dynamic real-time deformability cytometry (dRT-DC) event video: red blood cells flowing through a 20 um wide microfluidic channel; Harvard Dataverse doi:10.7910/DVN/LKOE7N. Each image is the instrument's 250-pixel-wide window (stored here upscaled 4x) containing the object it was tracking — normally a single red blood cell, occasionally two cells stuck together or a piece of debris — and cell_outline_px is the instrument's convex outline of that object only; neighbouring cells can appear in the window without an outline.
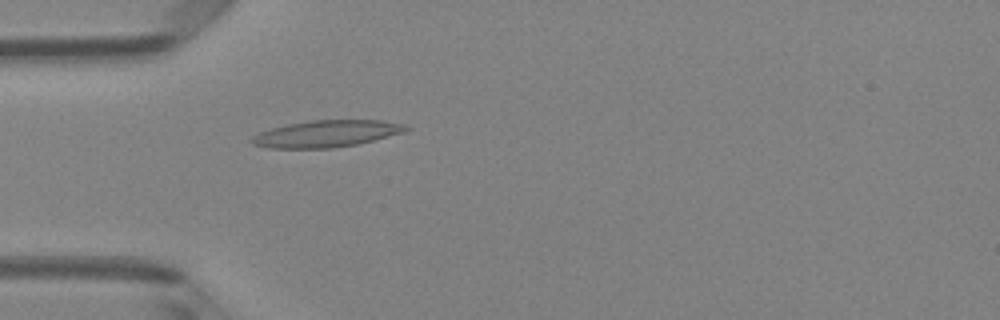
{"species": "Egyptian fruit bat (a non-hibernating species)", "species_latin": "Rousettus aegyptiacus", "temperature_condition": "room temperature", "stored_images_in_passage": 5, "camera_frame_rate_fps": 3000, "um_per_image_px": 0.085, "animal": {"sex": "female"}, "frame": {"image": 1, "passage_image": 5, "time_ms": 1.333, "image_size_px": [1000, 320], "cell_outline_px": [[412, 128], [404, 132], [356, 144], [332, 148], [268, 148], [252, 144], [248, 140], [252, 136], [260, 132], [272, 128], [288, 124], [312, 120], [380, 120], [408, 124]], "centroid_in_image_um": [27.75, 11.36], "position_along_channel_um": 57.2, "area_um2": 24.1}}